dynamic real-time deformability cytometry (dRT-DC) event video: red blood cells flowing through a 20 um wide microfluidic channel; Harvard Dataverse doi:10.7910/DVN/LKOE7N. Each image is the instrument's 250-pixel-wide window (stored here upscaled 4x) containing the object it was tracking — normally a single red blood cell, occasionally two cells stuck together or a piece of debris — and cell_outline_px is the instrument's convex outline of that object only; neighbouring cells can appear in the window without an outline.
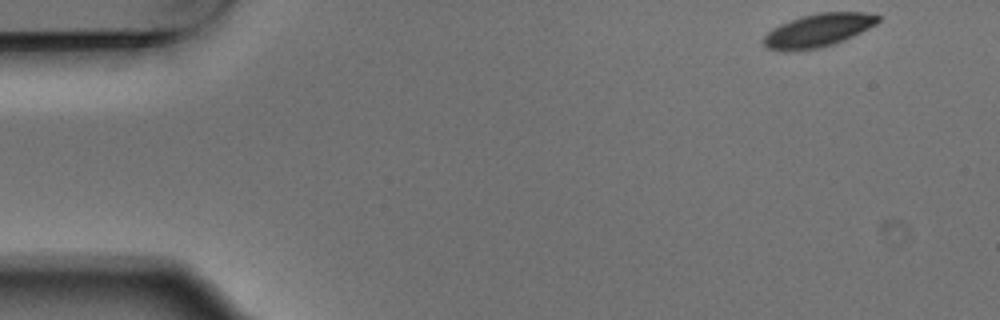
{"species": "Egyptian fruit bat (a non-hibernating species)", "species_latin": "Rousettus aegyptiacus", "temperature_condition": "warm", "stored_images_in_passage": 4, "camera_frame_rate_fps": 3000, "um_per_image_px": 0.085, "animal": {"sex": "male"}, "frame": {"image": 1, "passage_image": 1, "time_ms": 0.0, "image_size_px": [1000, 320], "cell_outline_px": [[880, 20], [876, 24], [844, 40], [820, 48], [788, 52], [768, 48], [760, 40], [772, 28], [780, 24], [804, 16], [820, 12], [864, 12], [880, 16]], "centroid_in_image_um": [69.51, 2.59], "position_along_channel_um": 15.5, "area_um2": 22.02}}
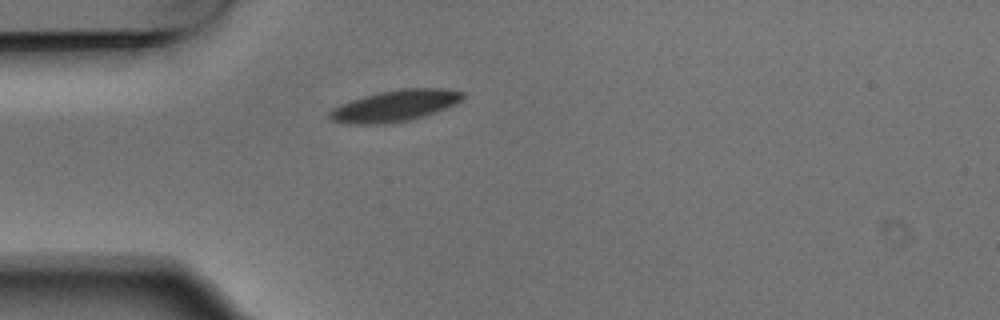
{"frame": {"image": 2, "passage_image": 4, "time_ms": 1.0, "image_size_px": [1000, 320], "cell_outline_px": [[464, 100], [456, 104], [420, 116], [404, 120], [380, 124], [352, 124], [332, 120], [328, 116], [328, 112], [332, 108], [340, 104], [364, 96], [380, 92], [400, 88], [448, 88], [464, 92]], "centroid_in_image_um": [33.58, 8.96], "position_along_channel_um": 51.4, "area_um2": 23.99}}